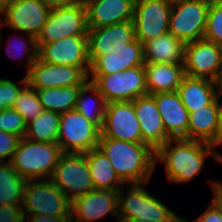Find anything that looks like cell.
Masks as SVG:
<instances>
[{
  "label": "cell",
  "instance_id": "49",
  "mask_svg": "<svg viewBox=\"0 0 222 222\" xmlns=\"http://www.w3.org/2000/svg\"><path fill=\"white\" fill-rule=\"evenodd\" d=\"M1 31H2V25L0 24V49H1V45L3 44L2 43V39H3V37H2V34H1ZM1 51V50H0ZM0 55H1V53H0ZM2 58L0 57V60H1Z\"/></svg>",
  "mask_w": 222,
  "mask_h": 222
},
{
  "label": "cell",
  "instance_id": "27",
  "mask_svg": "<svg viewBox=\"0 0 222 222\" xmlns=\"http://www.w3.org/2000/svg\"><path fill=\"white\" fill-rule=\"evenodd\" d=\"M106 104L98 88L88 80L80 88L74 110L102 129Z\"/></svg>",
  "mask_w": 222,
  "mask_h": 222
},
{
  "label": "cell",
  "instance_id": "17",
  "mask_svg": "<svg viewBox=\"0 0 222 222\" xmlns=\"http://www.w3.org/2000/svg\"><path fill=\"white\" fill-rule=\"evenodd\" d=\"M88 57L113 54L136 39L132 21L88 28Z\"/></svg>",
  "mask_w": 222,
  "mask_h": 222
},
{
  "label": "cell",
  "instance_id": "24",
  "mask_svg": "<svg viewBox=\"0 0 222 222\" xmlns=\"http://www.w3.org/2000/svg\"><path fill=\"white\" fill-rule=\"evenodd\" d=\"M147 93L174 92L179 88L184 73V64L145 63Z\"/></svg>",
  "mask_w": 222,
  "mask_h": 222
},
{
  "label": "cell",
  "instance_id": "32",
  "mask_svg": "<svg viewBox=\"0 0 222 222\" xmlns=\"http://www.w3.org/2000/svg\"><path fill=\"white\" fill-rule=\"evenodd\" d=\"M13 32L10 37L5 41V50L9 57L15 60H22L19 65L24 64L26 74L29 72L31 66L38 58V48L36 45V38L33 35ZM20 36V37H19ZM22 56V58H21Z\"/></svg>",
  "mask_w": 222,
  "mask_h": 222
},
{
  "label": "cell",
  "instance_id": "40",
  "mask_svg": "<svg viewBox=\"0 0 222 222\" xmlns=\"http://www.w3.org/2000/svg\"><path fill=\"white\" fill-rule=\"evenodd\" d=\"M209 207L205 209L195 220L187 222H222V211L217 204L211 199Z\"/></svg>",
  "mask_w": 222,
  "mask_h": 222
},
{
  "label": "cell",
  "instance_id": "33",
  "mask_svg": "<svg viewBox=\"0 0 222 222\" xmlns=\"http://www.w3.org/2000/svg\"><path fill=\"white\" fill-rule=\"evenodd\" d=\"M14 108L26 121V123L41 115L44 111L37 91L26 84L17 95L13 104Z\"/></svg>",
  "mask_w": 222,
  "mask_h": 222
},
{
  "label": "cell",
  "instance_id": "37",
  "mask_svg": "<svg viewBox=\"0 0 222 222\" xmlns=\"http://www.w3.org/2000/svg\"><path fill=\"white\" fill-rule=\"evenodd\" d=\"M27 123L24 118L14 109L0 110V130L24 137Z\"/></svg>",
  "mask_w": 222,
  "mask_h": 222
},
{
  "label": "cell",
  "instance_id": "6",
  "mask_svg": "<svg viewBox=\"0 0 222 222\" xmlns=\"http://www.w3.org/2000/svg\"><path fill=\"white\" fill-rule=\"evenodd\" d=\"M101 129L81 113L71 110L60 114L57 143L62 153H86L98 147Z\"/></svg>",
  "mask_w": 222,
  "mask_h": 222
},
{
  "label": "cell",
  "instance_id": "41",
  "mask_svg": "<svg viewBox=\"0 0 222 222\" xmlns=\"http://www.w3.org/2000/svg\"><path fill=\"white\" fill-rule=\"evenodd\" d=\"M24 222H72L71 216L24 215Z\"/></svg>",
  "mask_w": 222,
  "mask_h": 222
},
{
  "label": "cell",
  "instance_id": "22",
  "mask_svg": "<svg viewBox=\"0 0 222 222\" xmlns=\"http://www.w3.org/2000/svg\"><path fill=\"white\" fill-rule=\"evenodd\" d=\"M222 122V101L217 97L210 105L189 112L187 139L211 143L219 136Z\"/></svg>",
  "mask_w": 222,
  "mask_h": 222
},
{
  "label": "cell",
  "instance_id": "23",
  "mask_svg": "<svg viewBox=\"0 0 222 222\" xmlns=\"http://www.w3.org/2000/svg\"><path fill=\"white\" fill-rule=\"evenodd\" d=\"M177 93L188 112L210 105L217 97V83L207 78L185 75Z\"/></svg>",
  "mask_w": 222,
  "mask_h": 222
},
{
  "label": "cell",
  "instance_id": "25",
  "mask_svg": "<svg viewBox=\"0 0 222 222\" xmlns=\"http://www.w3.org/2000/svg\"><path fill=\"white\" fill-rule=\"evenodd\" d=\"M184 43L169 32L143 44L145 63L184 64Z\"/></svg>",
  "mask_w": 222,
  "mask_h": 222
},
{
  "label": "cell",
  "instance_id": "35",
  "mask_svg": "<svg viewBox=\"0 0 222 222\" xmlns=\"http://www.w3.org/2000/svg\"><path fill=\"white\" fill-rule=\"evenodd\" d=\"M204 39L222 46V3H210Z\"/></svg>",
  "mask_w": 222,
  "mask_h": 222
},
{
  "label": "cell",
  "instance_id": "18",
  "mask_svg": "<svg viewBox=\"0 0 222 222\" xmlns=\"http://www.w3.org/2000/svg\"><path fill=\"white\" fill-rule=\"evenodd\" d=\"M88 76H104L122 72L137 66H144L143 44L137 39L125 45V48L113 54L89 57Z\"/></svg>",
  "mask_w": 222,
  "mask_h": 222
},
{
  "label": "cell",
  "instance_id": "47",
  "mask_svg": "<svg viewBox=\"0 0 222 222\" xmlns=\"http://www.w3.org/2000/svg\"><path fill=\"white\" fill-rule=\"evenodd\" d=\"M15 0H0V12L8 5L12 4Z\"/></svg>",
  "mask_w": 222,
  "mask_h": 222
},
{
  "label": "cell",
  "instance_id": "3",
  "mask_svg": "<svg viewBox=\"0 0 222 222\" xmlns=\"http://www.w3.org/2000/svg\"><path fill=\"white\" fill-rule=\"evenodd\" d=\"M62 151L58 143L21 138L10 161L25 180L51 178Z\"/></svg>",
  "mask_w": 222,
  "mask_h": 222
},
{
  "label": "cell",
  "instance_id": "5",
  "mask_svg": "<svg viewBox=\"0 0 222 222\" xmlns=\"http://www.w3.org/2000/svg\"><path fill=\"white\" fill-rule=\"evenodd\" d=\"M86 7L82 0L75 4L50 10L45 25L36 38L39 49L42 45L71 36H87Z\"/></svg>",
  "mask_w": 222,
  "mask_h": 222
},
{
  "label": "cell",
  "instance_id": "31",
  "mask_svg": "<svg viewBox=\"0 0 222 222\" xmlns=\"http://www.w3.org/2000/svg\"><path fill=\"white\" fill-rule=\"evenodd\" d=\"M81 87L46 88L36 91L44 110L62 114L74 110Z\"/></svg>",
  "mask_w": 222,
  "mask_h": 222
},
{
  "label": "cell",
  "instance_id": "52",
  "mask_svg": "<svg viewBox=\"0 0 222 222\" xmlns=\"http://www.w3.org/2000/svg\"><path fill=\"white\" fill-rule=\"evenodd\" d=\"M219 137L222 138V122H221V130H220V133H219Z\"/></svg>",
  "mask_w": 222,
  "mask_h": 222
},
{
  "label": "cell",
  "instance_id": "42",
  "mask_svg": "<svg viewBox=\"0 0 222 222\" xmlns=\"http://www.w3.org/2000/svg\"><path fill=\"white\" fill-rule=\"evenodd\" d=\"M208 183L211 185L212 189V200L217 204V206L222 211V181L220 180H214V179H208Z\"/></svg>",
  "mask_w": 222,
  "mask_h": 222
},
{
  "label": "cell",
  "instance_id": "10",
  "mask_svg": "<svg viewBox=\"0 0 222 222\" xmlns=\"http://www.w3.org/2000/svg\"><path fill=\"white\" fill-rule=\"evenodd\" d=\"M171 8L164 0H135L132 22L141 44L169 32Z\"/></svg>",
  "mask_w": 222,
  "mask_h": 222
},
{
  "label": "cell",
  "instance_id": "39",
  "mask_svg": "<svg viewBox=\"0 0 222 222\" xmlns=\"http://www.w3.org/2000/svg\"><path fill=\"white\" fill-rule=\"evenodd\" d=\"M0 222H24L22 204L1 205Z\"/></svg>",
  "mask_w": 222,
  "mask_h": 222
},
{
  "label": "cell",
  "instance_id": "9",
  "mask_svg": "<svg viewBox=\"0 0 222 222\" xmlns=\"http://www.w3.org/2000/svg\"><path fill=\"white\" fill-rule=\"evenodd\" d=\"M209 3L205 0H183L172 5L169 33L184 44L204 38Z\"/></svg>",
  "mask_w": 222,
  "mask_h": 222
},
{
  "label": "cell",
  "instance_id": "21",
  "mask_svg": "<svg viewBox=\"0 0 222 222\" xmlns=\"http://www.w3.org/2000/svg\"><path fill=\"white\" fill-rule=\"evenodd\" d=\"M166 135L170 139H187L189 112L177 91L153 94Z\"/></svg>",
  "mask_w": 222,
  "mask_h": 222
},
{
  "label": "cell",
  "instance_id": "46",
  "mask_svg": "<svg viewBox=\"0 0 222 222\" xmlns=\"http://www.w3.org/2000/svg\"><path fill=\"white\" fill-rule=\"evenodd\" d=\"M118 222H155L149 220H140V219H132V218H118Z\"/></svg>",
  "mask_w": 222,
  "mask_h": 222
},
{
  "label": "cell",
  "instance_id": "44",
  "mask_svg": "<svg viewBox=\"0 0 222 222\" xmlns=\"http://www.w3.org/2000/svg\"><path fill=\"white\" fill-rule=\"evenodd\" d=\"M211 149H212V159L215 162H218V164H222V154L219 152V149L217 148L222 145V138L217 136L211 143Z\"/></svg>",
  "mask_w": 222,
  "mask_h": 222
},
{
  "label": "cell",
  "instance_id": "15",
  "mask_svg": "<svg viewBox=\"0 0 222 222\" xmlns=\"http://www.w3.org/2000/svg\"><path fill=\"white\" fill-rule=\"evenodd\" d=\"M38 58L45 63L81 67L88 74V37L71 36L44 44L38 49Z\"/></svg>",
  "mask_w": 222,
  "mask_h": 222
},
{
  "label": "cell",
  "instance_id": "8",
  "mask_svg": "<svg viewBox=\"0 0 222 222\" xmlns=\"http://www.w3.org/2000/svg\"><path fill=\"white\" fill-rule=\"evenodd\" d=\"M50 179L71 201L95 189L84 153H62Z\"/></svg>",
  "mask_w": 222,
  "mask_h": 222
},
{
  "label": "cell",
  "instance_id": "29",
  "mask_svg": "<svg viewBox=\"0 0 222 222\" xmlns=\"http://www.w3.org/2000/svg\"><path fill=\"white\" fill-rule=\"evenodd\" d=\"M26 183L10 162H0V206L22 204Z\"/></svg>",
  "mask_w": 222,
  "mask_h": 222
},
{
  "label": "cell",
  "instance_id": "43",
  "mask_svg": "<svg viewBox=\"0 0 222 222\" xmlns=\"http://www.w3.org/2000/svg\"><path fill=\"white\" fill-rule=\"evenodd\" d=\"M49 9L61 8L75 4L79 0H41Z\"/></svg>",
  "mask_w": 222,
  "mask_h": 222
},
{
  "label": "cell",
  "instance_id": "16",
  "mask_svg": "<svg viewBox=\"0 0 222 222\" xmlns=\"http://www.w3.org/2000/svg\"><path fill=\"white\" fill-rule=\"evenodd\" d=\"M109 214L118 222V191L94 189L72 201V222H95Z\"/></svg>",
  "mask_w": 222,
  "mask_h": 222
},
{
  "label": "cell",
  "instance_id": "28",
  "mask_svg": "<svg viewBox=\"0 0 222 222\" xmlns=\"http://www.w3.org/2000/svg\"><path fill=\"white\" fill-rule=\"evenodd\" d=\"M148 183L125 184L118 190V218L143 220L144 195L148 192L145 187Z\"/></svg>",
  "mask_w": 222,
  "mask_h": 222
},
{
  "label": "cell",
  "instance_id": "45",
  "mask_svg": "<svg viewBox=\"0 0 222 222\" xmlns=\"http://www.w3.org/2000/svg\"><path fill=\"white\" fill-rule=\"evenodd\" d=\"M216 83H217L218 97L220 100H222V70L219 78L216 80Z\"/></svg>",
  "mask_w": 222,
  "mask_h": 222
},
{
  "label": "cell",
  "instance_id": "2",
  "mask_svg": "<svg viewBox=\"0 0 222 222\" xmlns=\"http://www.w3.org/2000/svg\"><path fill=\"white\" fill-rule=\"evenodd\" d=\"M212 157L209 143L178 138L169 139L156 151L155 162L165 166L166 179L174 183H189L205 169Z\"/></svg>",
  "mask_w": 222,
  "mask_h": 222
},
{
  "label": "cell",
  "instance_id": "48",
  "mask_svg": "<svg viewBox=\"0 0 222 222\" xmlns=\"http://www.w3.org/2000/svg\"><path fill=\"white\" fill-rule=\"evenodd\" d=\"M166 3H169L171 5H174V4H177V3H180L181 1L183 0H164Z\"/></svg>",
  "mask_w": 222,
  "mask_h": 222
},
{
  "label": "cell",
  "instance_id": "30",
  "mask_svg": "<svg viewBox=\"0 0 222 222\" xmlns=\"http://www.w3.org/2000/svg\"><path fill=\"white\" fill-rule=\"evenodd\" d=\"M60 114L44 110L41 115L27 123L24 138L35 142L57 143Z\"/></svg>",
  "mask_w": 222,
  "mask_h": 222
},
{
  "label": "cell",
  "instance_id": "1",
  "mask_svg": "<svg viewBox=\"0 0 222 222\" xmlns=\"http://www.w3.org/2000/svg\"><path fill=\"white\" fill-rule=\"evenodd\" d=\"M98 148L109 159L124 184L151 180L156 167V152L149 145L100 137Z\"/></svg>",
  "mask_w": 222,
  "mask_h": 222
},
{
  "label": "cell",
  "instance_id": "20",
  "mask_svg": "<svg viewBox=\"0 0 222 222\" xmlns=\"http://www.w3.org/2000/svg\"><path fill=\"white\" fill-rule=\"evenodd\" d=\"M133 102L139 119L143 143L149 145L156 152L170 138L166 135L154 96L143 95Z\"/></svg>",
  "mask_w": 222,
  "mask_h": 222
},
{
  "label": "cell",
  "instance_id": "7",
  "mask_svg": "<svg viewBox=\"0 0 222 222\" xmlns=\"http://www.w3.org/2000/svg\"><path fill=\"white\" fill-rule=\"evenodd\" d=\"M103 95L106 103L133 101L147 95L144 66L104 76H88Z\"/></svg>",
  "mask_w": 222,
  "mask_h": 222
},
{
  "label": "cell",
  "instance_id": "19",
  "mask_svg": "<svg viewBox=\"0 0 222 222\" xmlns=\"http://www.w3.org/2000/svg\"><path fill=\"white\" fill-rule=\"evenodd\" d=\"M88 28L133 21L135 0H82Z\"/></svg>",
  "mask_w": 222,
  "mask_h": 222
},
{
  "label": "cell",
  "instance_id": "51",
  "mask_svg": "<svg viewBox=\"0 0 222 222\" xmlns=\"http://www.w3.org/2000/svg\"><path fill=\"white\" fill-rule=\"evenodd\" d=\"M178 222H187V220H186V218L184 217H182Z\"/></svg>",
  "mask_w": 222,
  "mask_h": 222
},
{
  "label": "cell",
  "instance_id": "11",
  "mask_svg": "<svg viewBox=\"0 0 222 222\" xmlns=\"http://www.w3.org/2000/svg\"><path fill=\"white\" fill-rule=\"evenodd\" d=\"M50 10L41 0H15L0 12V24L37 38Z\"/></svg>",
  "mask_w": 222,
  "mask_h": 222
},
{
  "label": "cell",
  "instance_id": "26",
  "mask_svg": "<svg viewBox=\"0 0 222 222\" xmlns=\"http://www.w3.org/2000/svg\"><path fill=\"white\" fill-rule=\"evenodd\" d=\"M84 155L95 189L118 191L125 185L114 171L109 159L98 147Z\"/></svg>",
  "mask_w": 222,
  "mask_h": 222
},
{
  "label": "cell",
  "instance_id": "34",
  "mask_svg": "<svg viewBox=\"0 0 222 222\" xmlns=\"http://www.w3.org/2000/svg\"><path fill=\"white\" fill-rule=\"evenodd\" d=\"M151 192L144 195L143 220L155 222H178L182 217L170 209Z\"/></svg>",
  "mask_w": 222,
  "mask_h": 222
},
{
  "label": "cell",
  "instance_id": "36",
  "mask_svg": "<svg viewBox=\"0 0 222 222\" xmlns=\"http://www.w3.org/2000/svg\"><path fill=\"white\" fill-rule=\"evenodd\" d=\"M14 82L11 78L0 77V110L11 108L20 90L27 84V76Z\"/></svg>",
  "mask_w": 222,
  "mask_h": 222
},
{
  "label": "cell",
  "instance_id": "50",
  "mask_svg": "<svg viewBox=\"0 0 222 222\" xmlns=\"http://www.w3.org/2000/svg\"><path fill=\"white\" fill-rule=\"evenodd\" d=\"M206 2L210 3H222V0H205Z\"/></svg>",
  "mask_w": 222,
  "mask_h": 222
},
{
  "label": "cell",
  "instance_id": "4",
  "mask_svg": "<svg viewBox=\"0 0 222 222\" xmlns=\"http://www.w3.org/2000/svg\"><path fill=\"white\" fill-rule=\"evenodd\" d=\"M71 205L72 201L50 178L27 181L23 215L71 216Z\"/></svg>",
  "mask_w": 222,
  "mask_h": 222
},
{
  "label": "cell",
  "instance_id": "14",
  "mask_svg": "<svg viewBox=\"0 0 222 222\" xmlns=\"http://www.w3.org/2000/svg\"><path fill=\"white\" fill-rule=\"evenodd\" d=\"M27 84L35 90L83 86L89 79L81 67L45 63L39 58L26 74Z\"/></svg>",
  "mask_w": 222,
  "mask_h": 222
},
{
  "label": "cell",
  "instance_id": "13",
  "mask_svg": "<svg viewBox=\"0 0 222 222\" xmlns=\"http://www.w3.org/2000/svg\"><path fill=\"white\" fill-rule=\"evenodd\" d=\"M132 143H143L139 119L133 101L106 104L101 136Z\"/></svg>",
  "mask_w": 222,
  "mask_h": 222
},
{
  "label": "cell",
  "instance_id": "12",
  "mask_svg": "<svg viewBox=\"0 0 222 222\" xmlns=\"http://www.w3.org/2000/svg\"><path fill=\"white\" fill-rule=\"evenodd\" d=\"M222 70V46L206 39L184 45V73L216 81Z\"/></svg>",
  "mask_w": 222,
  "mask_h": 222
},
{
  "label": "cell",
  "instance_id": "38",
  "mask_svg": "<svg viewBox=\"0 0 222 222\" xmlns=\"http://www.w3.org/2000/svg\"><path fill=\"white\" fill-rule=\"evenodd\" d=\"M20 140V136L0 130V162L11 161Z\"/></svg>",
  "mask_w": 222,
  "mask_h": 222
}]
</instances>
